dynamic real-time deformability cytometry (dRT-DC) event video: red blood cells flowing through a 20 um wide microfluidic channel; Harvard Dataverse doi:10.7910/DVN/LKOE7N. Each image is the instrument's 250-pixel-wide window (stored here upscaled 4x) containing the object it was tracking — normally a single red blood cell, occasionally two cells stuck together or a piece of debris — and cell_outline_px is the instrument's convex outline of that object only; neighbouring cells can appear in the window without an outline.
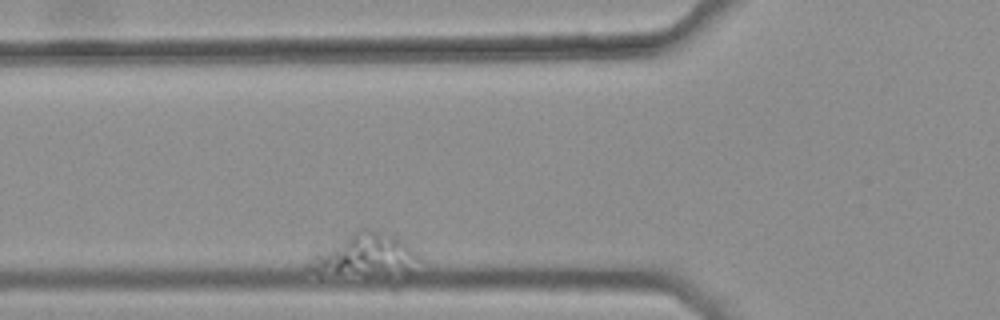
{"species": "common noctule bat (a hibernating species)", "species_latin": "Nyctalus noctula", "temperature_condition": "warm", "stored_images_in_passage": 5, "segment_of_instrument_passage": [1, 2], "camera_frame_rate_fps": 3000, "um_per_image_px": 0.085, "animal": {"sex": "female", "body_mass_g": 25.1}, "frame": {"image": 1, "passage_image": 2, "time_ms": 0.333, "image_size_px": [1000, 320], "cell_outline_px": [[420, 260], [408, 272], [316, 272], [304, 268], [304, 264], [308, 256], [312, 252], [356, 228], [372, 228], [388, 232], [408, 244], [416, 252]], "centroid_in_image_um": [30.91, 21.57], "position_along_channel_um": 94.9, "area_um2": 27.05}}